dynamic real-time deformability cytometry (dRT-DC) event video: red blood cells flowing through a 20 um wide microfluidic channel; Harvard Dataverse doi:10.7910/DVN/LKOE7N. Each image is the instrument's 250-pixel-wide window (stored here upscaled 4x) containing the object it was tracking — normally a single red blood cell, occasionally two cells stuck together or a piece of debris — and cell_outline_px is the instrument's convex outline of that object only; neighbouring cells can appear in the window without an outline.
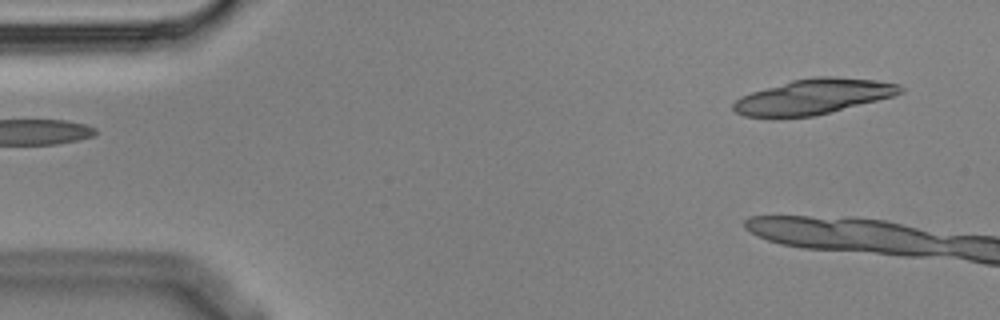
{"species": "Egyptian fruit bat (a non-hibernating species)", "species_latin": "Rousettus aegyptiacus", "temperature_condition": "cold", "stored_images_in_passage": 5, "segment_of_instrument_passage": [2, 2], "camera_frame_rate_fps": 3000, "um_per_image_px": 0.085, "animal": {"sex": "male"}, "frame": {"image": 1, "passage_image": 5, "time_ms": 1.333, "image_size_px": [1000, 320], "cell_outline_px": [[904, 92], [892, 96], [816, 116], [744, 116], [736, 112], [732, 108], [732, 104], [740, 96], [752, 92], [792, 80], [816, 76], [832, 76], [876, 80], [900, 84], [904, 88]], "centroid_in_image_um": [69.17, 8.2], "position_along_channel_um": 15.8, "area_um2": 33.87}}